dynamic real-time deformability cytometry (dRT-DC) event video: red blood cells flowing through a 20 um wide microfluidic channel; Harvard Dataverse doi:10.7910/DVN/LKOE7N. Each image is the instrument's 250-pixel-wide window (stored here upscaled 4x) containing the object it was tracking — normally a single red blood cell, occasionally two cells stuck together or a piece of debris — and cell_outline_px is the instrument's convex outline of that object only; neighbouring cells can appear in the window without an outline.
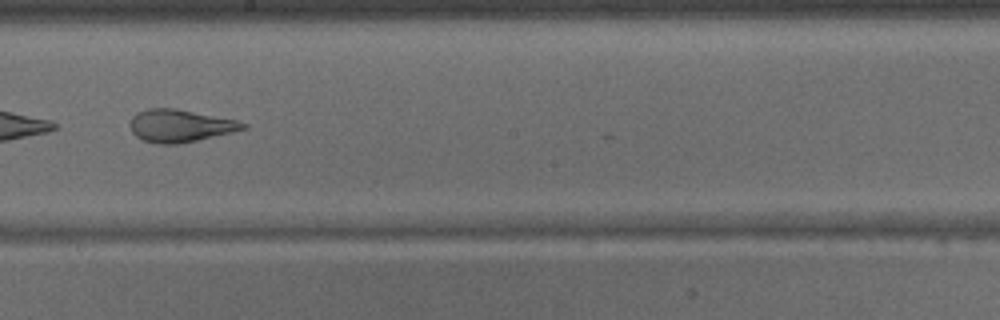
{"species": "common noctule bat (a hibernating species)", "species_latin": "Nyctalus noctula", "temperature_condition": "warm", "stored_images_in_passage": 32, "camera_frame_rate_fps": 3000, "um_per_image_px": 0.085, "animal": {"sex": "male", "body_mass_g": 15.6}, "frame": {"image": 1, "passage_image": 14, "time_ms": 4.333, "image_size_px": [1000, 320], "cell_outline_px": [[248, 128], [232, 132], [196, 140], [176, 144], [156, 144], [144, 140], [136, 136], [132, 132], [132, 116], [136, 112], [148, 108], [176, 108], [236, 120], [248, 124]], "centroid_in_image_um": [15.31, 10.68], "position_along_channel_um": 232.9, "area_um2": 21.21}}
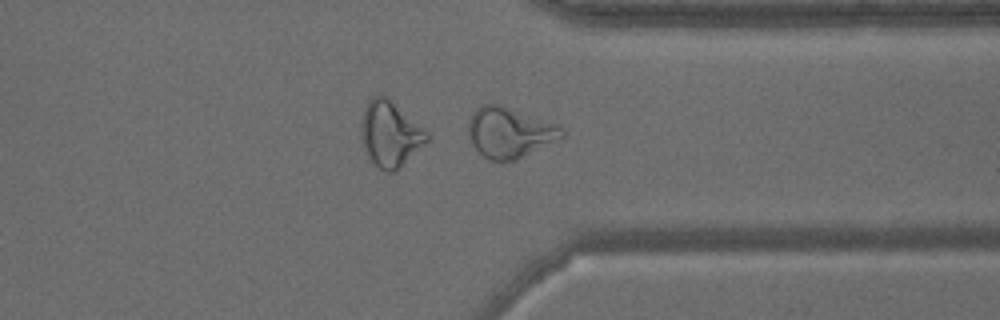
{"frame": {"image": 2, "passage_image": 23, "time_ms": 7.333, "image_size_px": [1000, 320], "cell_outline_px": [[564, 136], [516, 160], [492, 160], [484, 156], [472, 144], [468, 136], [468, 120], [472, 112], [480, 104], [496, 104], [560, 124], [564, 132]], "centroid_in_image_um": [43.3, 11.24], "position_along_channel_um": 368.1, "area_um2": 27.22}}